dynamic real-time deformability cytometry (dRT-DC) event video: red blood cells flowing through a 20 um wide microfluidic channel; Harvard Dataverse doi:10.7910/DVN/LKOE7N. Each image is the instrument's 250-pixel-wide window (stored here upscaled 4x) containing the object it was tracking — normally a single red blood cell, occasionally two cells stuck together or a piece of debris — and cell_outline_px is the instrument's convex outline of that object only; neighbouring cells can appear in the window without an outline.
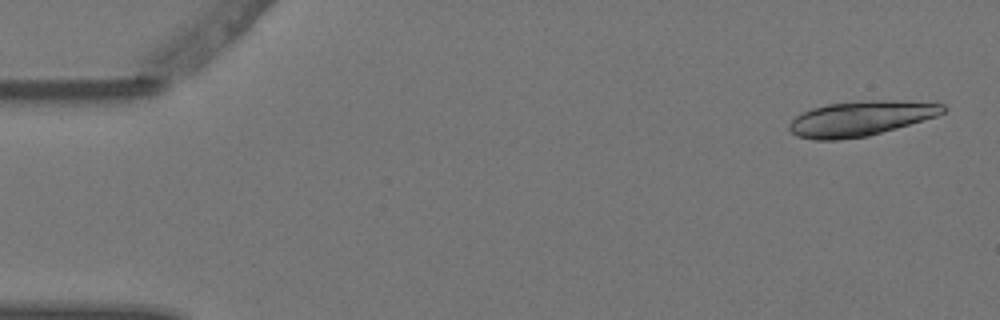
{"species": "Egyptian fruit bat (a non-hibernating species)", "species_latin": "Rousettus aegyptiacus", "temperature_condition": "warm", "stored_images_in_passage": 6, "camera_frame_rate_fps": 3000, "um_per_image_px": 0.085, "animal": {"sex": "female"}, "frame": {"image": 1, "passage_image": 1, "time_ms": 0.0, "image_size_px": [1000, 320], "cell_outline_px": [[948, 108], [944, 112], [936, 116], [896, 128], [868, 136], [836, 140], [812, 140], [796, 136], [788, 128], [788, 124], [796, 116], [812, 108], [828, 104], [872, 100], [892, 100], [944, 104]], "centroid_in_image_um": [73.13, 10.08], "position_along_channel_um": 11.9, "area_um2": 31.1}}